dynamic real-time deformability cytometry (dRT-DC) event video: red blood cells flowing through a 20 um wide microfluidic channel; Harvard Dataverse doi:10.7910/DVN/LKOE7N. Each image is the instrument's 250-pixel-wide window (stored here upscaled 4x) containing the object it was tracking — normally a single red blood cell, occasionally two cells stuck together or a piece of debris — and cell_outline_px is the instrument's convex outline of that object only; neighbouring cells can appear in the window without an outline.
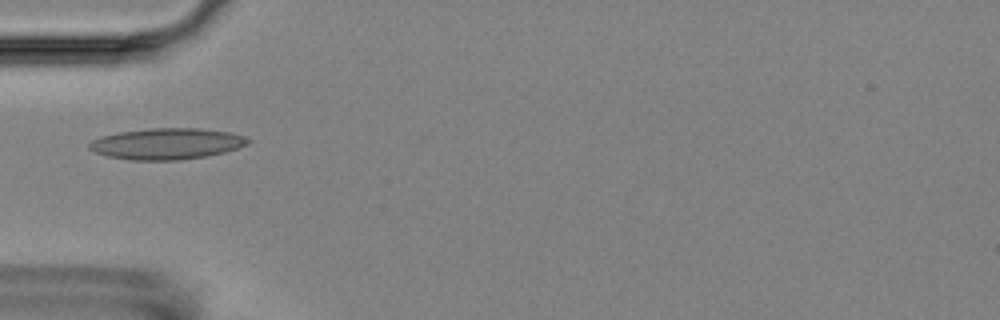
{"species": "Egyptian fruit bat (a non-hibernating species)", "species_latin": "Rousettus aegyptiacus", "temperature_condition": "room temperature", "stored_images_in_passage": 5, "camera_frame_rate_fps": 3000, "um_per_image_px": 0.085, "animal": {"sex": "female"}, "frame": {"image": 1, "passage_image": 2, "time_ms": 1.0, "image_size_px": [1000, 320], "cell_outline_px": [[252, 140], [248, 144], [224, 152], [204, 156], [180, 160], [132, 160], [108, 156], [96, 152], [88, 148], [88, 144], [92, 140], [100, 136], [120, 132], [152, 128], [200, 128], [232, 132], [244, 136]], "centroid_in_image_um": [14.19, 12.21], "position_along_channel_um": 70.8, "area_um2": 28.78}}
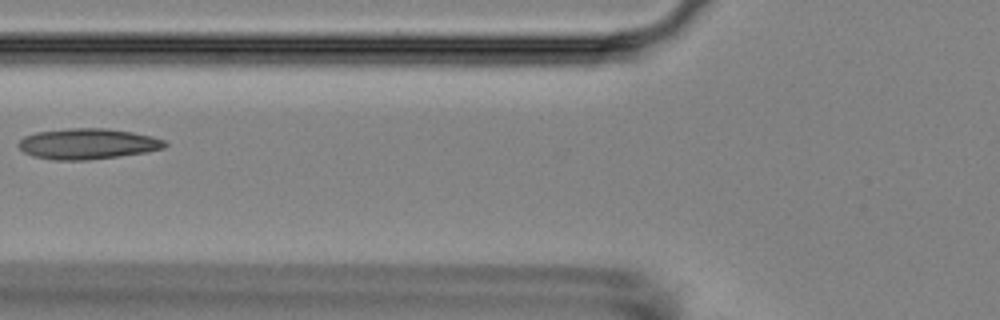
{"frame": {"image": 2, "passage_image": 3, "time_ms": 2.333, "image_size_px": [1000, 320], "cell_outline_px": [[168, 144], [164, 148], [148, 152], [88, 160], [52, 160], [32, 156], [24, 152], [16, 144], [24, 136], [36, 132], [68, 128], [108, 128], [132, 132], [152, 136], [164, 140]], "centroid_in_image_um": [7.44, 12.22], "position_along_channel_um": 118.4, "area_um2": 26.36}}
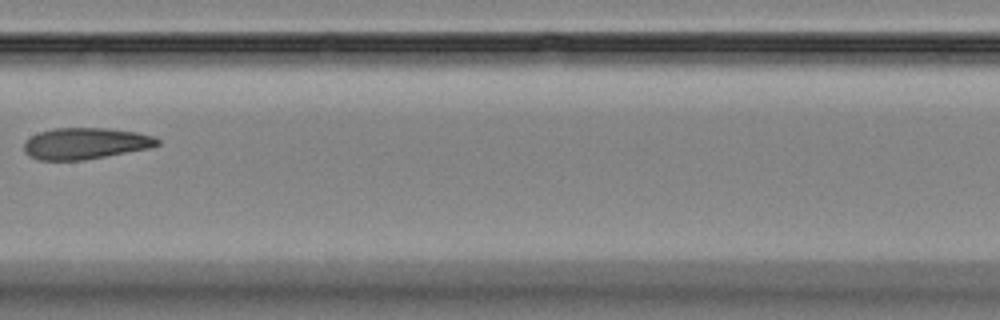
{"frame": {"image": 3, "passage_image": 5, "time_ms": 4.667, "image_size_px": [1000, 320], "cell_outline_px": [[160, 144], [152, 148], [84, 160], [40, 160], [28, 156], [24, 152], [24, 140], [40, 132], [56, 128], [108, 128], [136, 132], [152, 136], [160, 140]], "centroid_in_image_um": [7.26, 12.2], "position_along_channel_um": 200.1, "area_um2": 24.51}}